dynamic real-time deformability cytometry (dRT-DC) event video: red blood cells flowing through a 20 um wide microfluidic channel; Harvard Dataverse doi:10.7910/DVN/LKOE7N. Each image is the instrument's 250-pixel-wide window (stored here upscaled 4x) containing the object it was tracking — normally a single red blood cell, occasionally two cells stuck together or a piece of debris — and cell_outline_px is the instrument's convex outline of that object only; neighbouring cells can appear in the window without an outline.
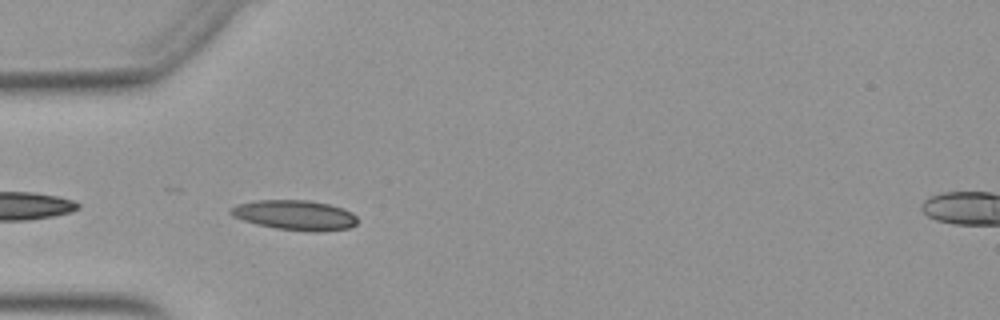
{"species": "Egyptian fruit bat (a non-hibernating species)", "species_latin": "Rousettus aegyptiacus", "temperature_condition": "warm", "stored_images_in_passage": 9, "camera_frame_rate_fps": 3000, "um_per_image_px": 0.085, "animal": {"sex": "female"}, "frame": {"image": 1, "passage_image": 2, "time_ms": 0.333, "image_size_px": [1000, 320], "cell_outline_px": [[356, 224], [348, 228], [316, 232], [276, 228], [256, 224], [232, 216], [228, 212], [236, 204], [256, 200], [308, 200], [328, 204], [344, 208], [352, 212], [356, 216]], "centroid_in_image_um": [25.06, 18.27], "position_along_channel_um": 59.9, "area_um2": 22.02}}
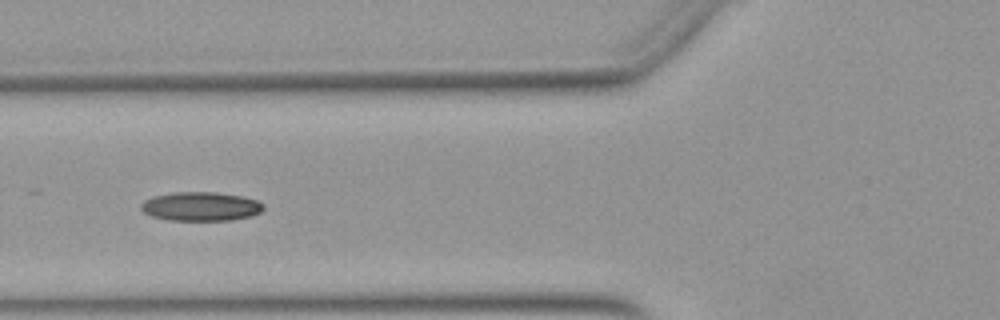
{"frame": {"image": 2, "passage_image": 6, "time_ms": 1.667, "image_size_px": [1000, 320], "cell_outline_px": [[264, 208], [260, 212], [252, 216], [232, 220], [168, 220], [152, 216], [144, 212], [140, 208], [140, 204], [144, 200], [152, 196], [176, 192], [216, 192], [240, 196], [256, 200], [264, 204]], "centroid_in_image_um": [17.06, 17.55], "position_along_channel_um": 108.7, "area_um2": 20.69}}